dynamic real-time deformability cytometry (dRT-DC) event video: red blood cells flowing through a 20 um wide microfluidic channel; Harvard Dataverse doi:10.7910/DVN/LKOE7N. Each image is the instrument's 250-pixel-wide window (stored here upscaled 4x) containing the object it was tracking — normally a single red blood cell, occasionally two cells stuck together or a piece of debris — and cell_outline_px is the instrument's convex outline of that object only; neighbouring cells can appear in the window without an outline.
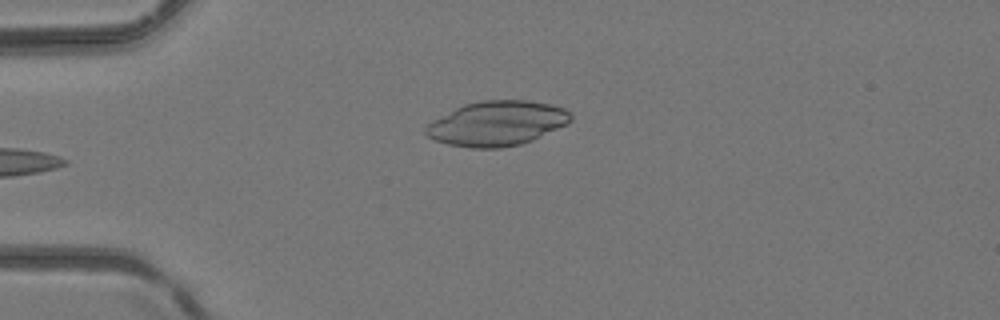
{"species": "common noctule bat (a hibernating species)", "species_latin": "Nyctalus noctula", "temperature_condition": "room temperature", "stored_images_in_passage": 3, "camera_frame_rate_fps": 3000, "um_per_image_px": 0.085, "animal": {"sex": "female", "body_mass_g": 24.6, "forearm_length_mm": 56.2}, "frame": {"image": 1, "passage_image": 3, "time_ms": 0.667, "image_size_px": [1000, 320], "cell_outline_px": [[572, 120], [568, 124], [532, 140], [520, 144], [500, 148], [472, 148], [448, 144], [436, 140], [428, 136], [424, 132], [424, 128], [432, 120], [464, 104], [480, 100], [528, 100], [552, 104], [564, 108], [572, 112]], "centroid_in_image_um": [42.27, 10.48], "position_along_channel_um": 42.7, "area_um2": 37.92}}